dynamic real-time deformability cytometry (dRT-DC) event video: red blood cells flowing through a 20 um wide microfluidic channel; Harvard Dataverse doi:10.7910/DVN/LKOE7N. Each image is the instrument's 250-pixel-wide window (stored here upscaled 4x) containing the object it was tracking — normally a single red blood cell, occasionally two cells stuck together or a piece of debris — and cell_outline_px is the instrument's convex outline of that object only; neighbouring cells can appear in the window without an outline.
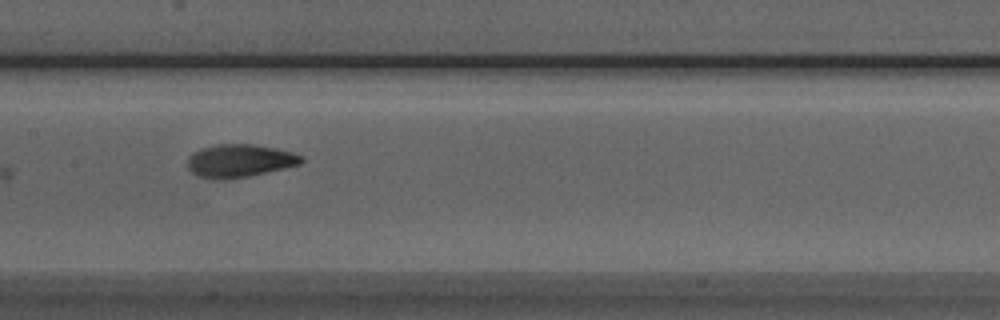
{"species": "Egyptian fruit bat (a non-hibernating species)", "species_latin": "Rousettus aegyptiacus", "temperature_condition": "room temperature", "stored_images_in_passage": 10, "camera_frame_rate_fps": 3000, "um_per_image_px": 0.085, "animal": {"sex": "male"}, "frame": {"image": 1, "passage_image": 8, "time_ms": 8.333, "image_size_px": [1000, 320], "cell_outline_px": [[304, 160], [300, 164], [284, 168], [248, 176], [224, 180], [208, 180], [196, 176], [188, 168], [188, 156], [200, 148], [216, 144], [252, 144], [276, 148], [292, 152], [300, 156]], "centroid_in_image_um": [20.3, 13.68], "position_along_channel_um": 187.1, "area_um2": 22.02}}